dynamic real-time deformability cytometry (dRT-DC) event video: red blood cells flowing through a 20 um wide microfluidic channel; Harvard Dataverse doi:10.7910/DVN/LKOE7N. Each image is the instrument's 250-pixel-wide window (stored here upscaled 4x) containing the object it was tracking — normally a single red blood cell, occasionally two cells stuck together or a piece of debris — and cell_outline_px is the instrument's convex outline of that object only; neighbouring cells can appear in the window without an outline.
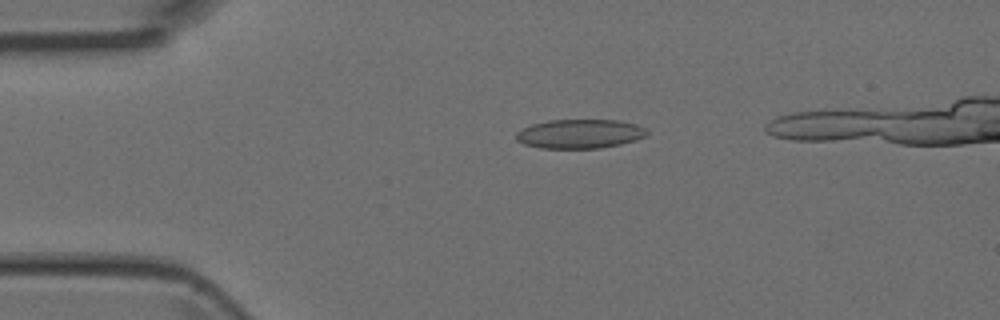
{"species": "Egyptian fruit bat (a non-hibernating species)", "species_latin": "Rousettus aegyptiacus", "temperature_condition": "room temperature", "stored_images_in_passage": 3, "camera_frame_rate_fps": 3000, "um_per_image_px": 0.085, "animal": {"sex": "female"}, "frame": {"image": 1, "passage_image": 1, "time_ms": 0.0, "image_size_px": [1000, 320], "cell_outline_px": [[648, 136], [636, 140], [620, 144], [600, 148], [540, 148], [524, 144], [516, 140], [516, 132], [532, 124], [548, 120], [620, 120], [636, 124], [644, 128], [648, 132]], "centroid_in_image_um": [49.3, 11.37], "position_along_channel_um": 35.7, "area_um2": 22.25}}